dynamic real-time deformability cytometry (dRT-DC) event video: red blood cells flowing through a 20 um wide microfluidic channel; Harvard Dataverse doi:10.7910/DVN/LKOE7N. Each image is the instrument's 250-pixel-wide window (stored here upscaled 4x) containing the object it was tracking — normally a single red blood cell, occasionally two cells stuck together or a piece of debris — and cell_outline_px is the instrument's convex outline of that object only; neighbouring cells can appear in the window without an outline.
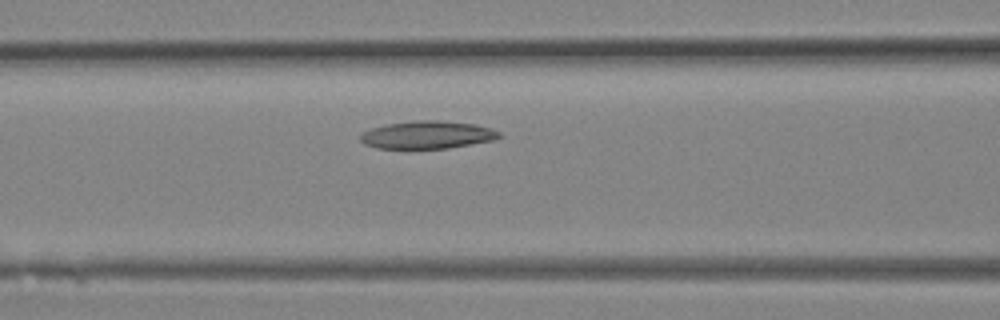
{"species": "Egyptian fruit bat (a non-hibernating species)", "species_latin": "Rousettus aegyptiacus", "temperature_condition": "room temperature", "stored_images_in_passage": 20, "camera_frame_rate_fps": 3000, "um_per_image_px": 0.085, "animal": {"sex": "female"}, "frame": {"image": 1, "passage_image": 8, "time_ms": 2.333, "image_size_px": [1000, 320], "cell_outline_px": [[500, 136], [496, 140], [448, 148], [404, 152], [376, 148], [364, 144], [360, 140], [360, 136], [364, 132], [372, 128], [388, 124], [416, 120], [440, 120], [476, 124], [492, 128], [500, 132]], "centroid_in_image_um": [36.3, 11.51], "position_along_channel_um": 130.3, "area_um2": 23.47}}
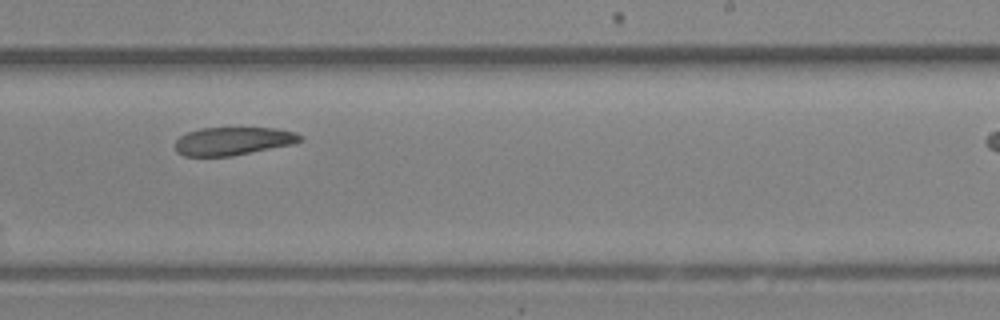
{"frame": {"image": 2, "passage_image": 14, "time_ms": 4.333, "image_size_px": [1000, 320], "cell_outline_px": [[304, 140], [292, 144], [232, 156], [184, 156], [176, 152], [176, 140], [180, 136], [188, 132], [200, 128], [276, 128], [296, 132]], "centroid_in_image_um": [19.8, 11.99], "position_along_channel_um": 269.2, "area_um2": 20.4}}
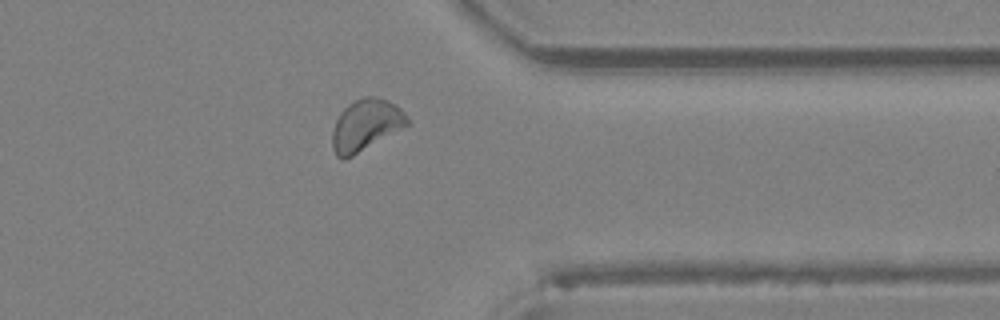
{"frame": {"image": 3, "passage_image": 19, "time_ms": 6.0, "image_size_px": [1000, 320], "cell_outline_px": [[408, 124], [352, 156], [344, 160], [336, 156], [332, 148], [332, 132], [336, 120], [340, 112], [348, 104], [364, 96], [376, 96], [388, 100], [396, 104], [408, 116]], "centroid_in_image_um": [31.06, 10.61], "position_along_channel_um": 380.3, "area_um2": 22.25}}